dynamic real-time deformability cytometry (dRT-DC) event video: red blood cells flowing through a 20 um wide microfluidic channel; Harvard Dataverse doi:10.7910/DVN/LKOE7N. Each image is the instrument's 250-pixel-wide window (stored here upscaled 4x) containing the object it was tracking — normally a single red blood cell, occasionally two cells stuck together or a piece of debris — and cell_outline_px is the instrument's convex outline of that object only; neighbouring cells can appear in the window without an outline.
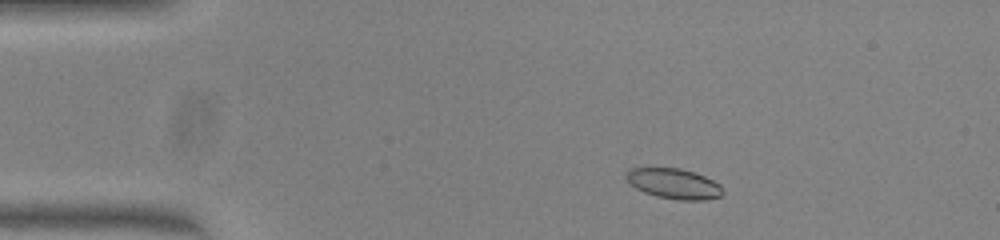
{"species": "common noctule bat (a hibernating species)", "species_latin": "Nyctalus noctula", "temperature_condition": "warm", "stored_images_in_passage": 47, "camera_frame_rate_fps": 3000, "um_per_image_px": 0.085, "animal": {"sex": "female", "body_mass_g": 23.0, "forearm_length_mm": 53.4}, "frame": {"image": 1, "passage_image": 5, "time_ms": 1.333, "image_size_px": [1000, 240], "cell_outline_px": [[724, 192], [720, 196], [704, 200], [680, 200], [656, 196], [644, 192], [636, 188], [624, 176], [632, 168], [680, 168], [704, 176], [720, 184]], "centroid_in_image_um": [57.3, 15.62], "position_along_channel_um": 27.7, "area_um2": 16.82}}
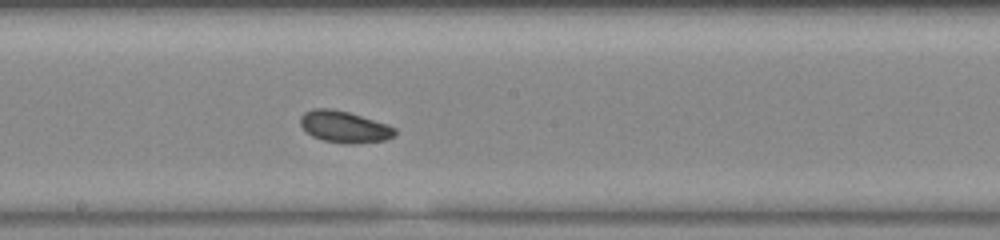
{"frame": {"image": 2, "passage_image": 24, "time_ms": 7.667, "image_size_px": [1000, 240], "cell_outline_px": [[396, 132], [392, 136], [384, 140], [352, 144], [344, 144], [324, 140], [312, 136], [300, 124], [300, 116], [304, 112], [312, 108], [332, 108], [348, 112], [388, 124], [396, 128]], "centroid_in_image_um": [29.25, 10.77], "position_along_channel_um": 218.9, "area_um2": 17.4}}
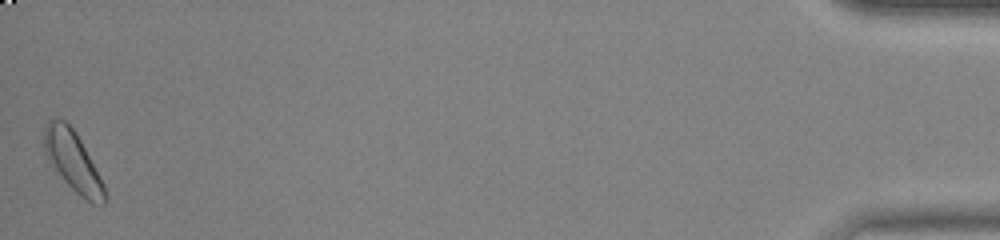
{"frame": {"image": 3, "passage_image": 47, "time_ms": 15.333, "image_size_px": [1000, 240], "cell_outline_px": [[108, 200], [104, 204], [92, 204], [80, 196], [64, 180], [48, 160], [44, 152], [44, 128], [48, 120], [64, 120], [76, 132], [104, 184], [108, 196]], "centroid_in_image_um": [6.22, 13.74], "position_along_channel_um": 429.0, "area_um2": 20.92}}